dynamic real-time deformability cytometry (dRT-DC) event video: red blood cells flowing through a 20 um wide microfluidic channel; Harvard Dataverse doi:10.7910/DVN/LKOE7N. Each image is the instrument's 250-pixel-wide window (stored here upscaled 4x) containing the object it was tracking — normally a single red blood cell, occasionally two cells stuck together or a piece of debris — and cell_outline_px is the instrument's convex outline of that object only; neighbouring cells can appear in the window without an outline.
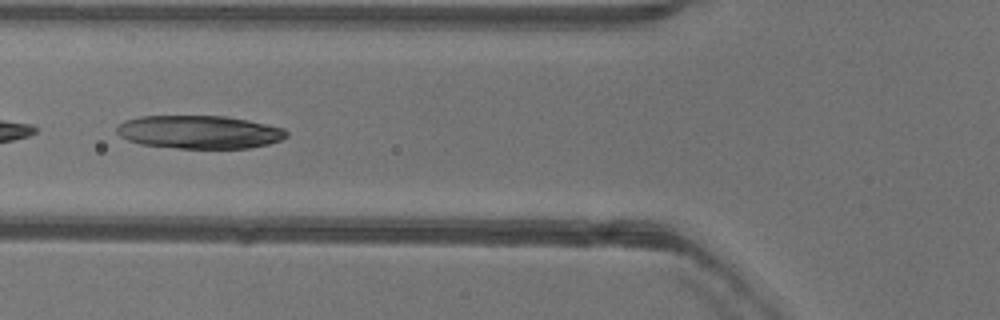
{"species": "common noctule bat (a hibernating species)", "species_latin": "Nyctalus noctula", "temperature_condition": "warm", "stored_images_in_passage": 37, "camera_frame_rate_fps": 3000, "um_per_image_px": 0.085, "animal": {"sex": "female"}, "frame": {"image": 1, "passage_image": 7, "time_ms": 2.0, "image_size_px": [1000, 320], "cell_outline_px": [[288, 136], [280, 140], [268, 144], [248, 148], [180, 148], [140, 144], [128, 140], [120, 136], [116, 132], [116, 128], [124, 120], [140, 116], [224, 116], [248, 120], [284, 128], [288, 132]], "centroid_in_image_um": [16.93, 11.22], "position_along_channel_um": 108.9, "area_um2": 32.77}}
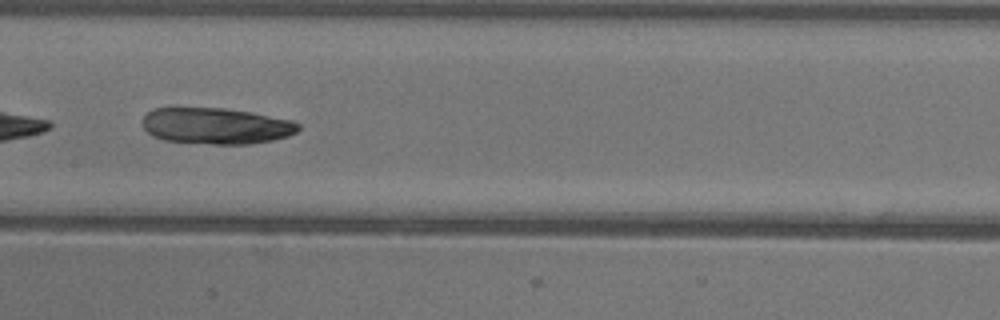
{"frame": {"image": 2, "passage_image": 13, "time_ms": 4.0, "image_size_px": [1000, 320], "cell_outline_px": [[300, 128], [296, 132], [288, 136], [272, 140], [252, 144], [212, 144], [164, 140], [152, 136], [144, 128], [144, 116], [148, 112], [156, 108], [176, 104], [224, 108], [252, 112], [292, 120], [300, 124]], "centroid_in_image_um": [18.33, 10.66], "position_along_channel_um": 189.1, "area_um2": 33.87}}
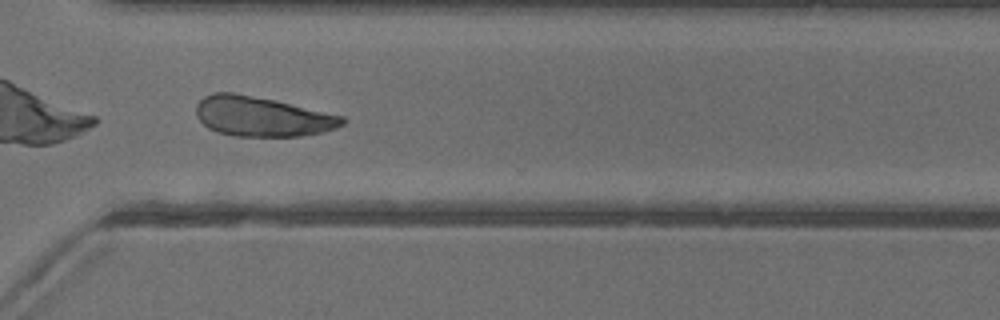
{"frame": {"image": 3, "passage_image": 25, "time_ms": 8.0, "image_size_px": [1000, 320], "cell_outline_px": [[348, 120], [344, 124], [336, 128], [324, 132], [300, 136], [236, 136], [216, 132], [208, 128], [196, 116], [196, 104], [204, 96], [212, 92], [236, 92], [276, 100], [344, 116]], "centroid_in_image_um": [22.27, 9.89], "position_along_channel_um": 348.3, "area_um2": 34.28}}